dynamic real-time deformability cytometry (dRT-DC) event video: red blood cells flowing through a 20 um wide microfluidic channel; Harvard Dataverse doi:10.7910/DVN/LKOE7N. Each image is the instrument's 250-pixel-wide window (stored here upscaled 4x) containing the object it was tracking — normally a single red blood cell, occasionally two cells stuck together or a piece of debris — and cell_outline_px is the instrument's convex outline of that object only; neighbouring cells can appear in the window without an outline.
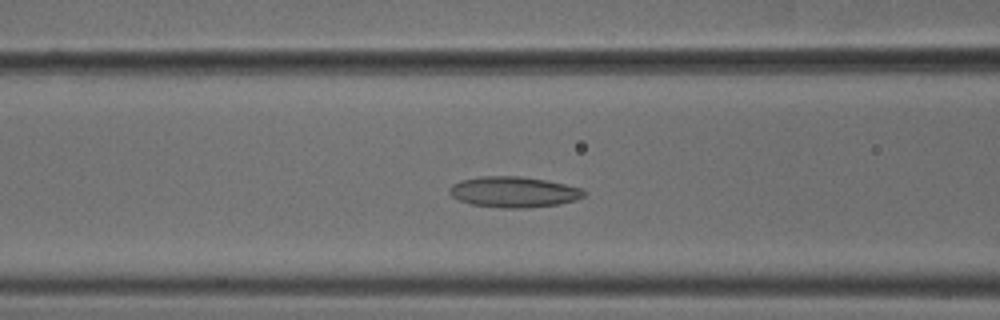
{"species": "common noctule bat (a hibernating species)", "species_latin": "Nyctalus noctula", "temperature_condition": "cold", "stored_images_in_passage": 43, "camera_frame_rate_fps": 3000, "um_per_image_px": 0.085, "animal": {"sex": "male", "body_mass_g": 18.8}, "frame": {"image": 1, "passage_image": 11, "time_ms": 3.333, "image_size_px": [1000, 320], "cell_outline_px": [[588, 192], [584, 196], [576, 200], [556, 204], [524, 208], [504, 208], [472, 204], [460, 200], [452, 196], [448, 192], [452, 184], [460, 180], [480, 176], [520, 176], [544, 180], [584, 188]], "centroid_in_image_um": [43.68, 16.31], "position_along_channel_um": 122.9, "area_um2": 24.04}}
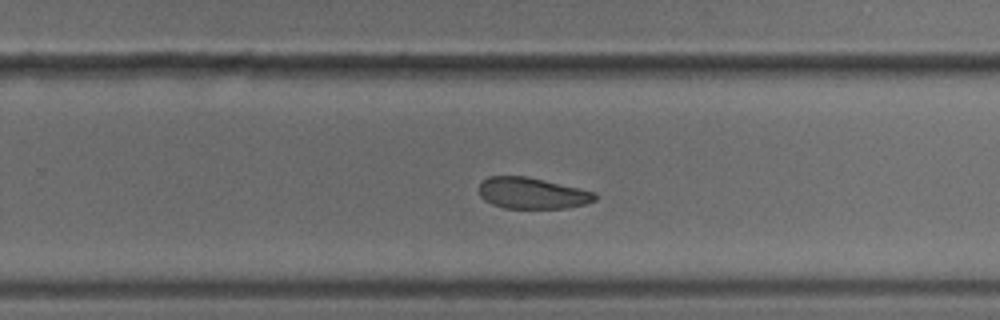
{"frame": {"image": 2, "passage_image": 24, "time_ms": 7.667, "image_size_px": [1000, 320], "cell_outline_px": [[596, 200], [584, 204], [564, 208], [504, 208], [492, 204], [484, 200], [480, 196], [480, 184], [488, 176], [524, 176], [596, 192]], "centroid_in_image_um": [45.21, 16.43], "position_along_channel_um": 284.6, "area_um2": 20.81}}
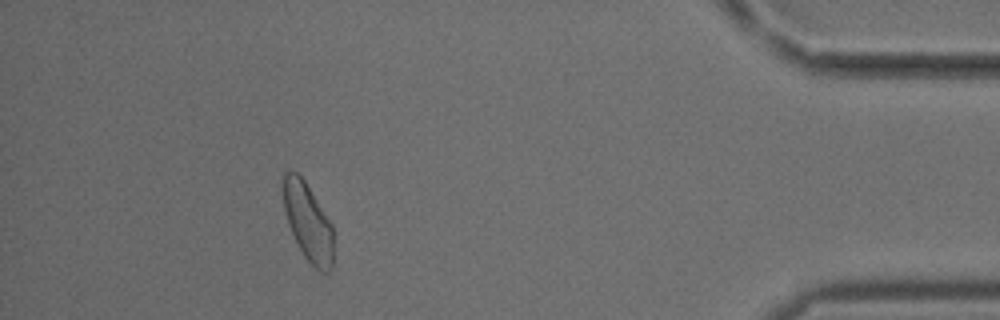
{"frame": {"image": 3, "passage_image": 38, "time_ms": 12.333, "image_size_px": [1000, 320], "cell_outline_px": [[332, 268], [328, 272], [320, 272], [304, 256], [288, 224], [284, 212], [280, 188], [284, 172], [296, 172], [304, 180], [332, 224]], "centroid_in_image_um": [26.13, 18.83], "position_along_channel_um": 409.1, "area_um2": 22.72}}